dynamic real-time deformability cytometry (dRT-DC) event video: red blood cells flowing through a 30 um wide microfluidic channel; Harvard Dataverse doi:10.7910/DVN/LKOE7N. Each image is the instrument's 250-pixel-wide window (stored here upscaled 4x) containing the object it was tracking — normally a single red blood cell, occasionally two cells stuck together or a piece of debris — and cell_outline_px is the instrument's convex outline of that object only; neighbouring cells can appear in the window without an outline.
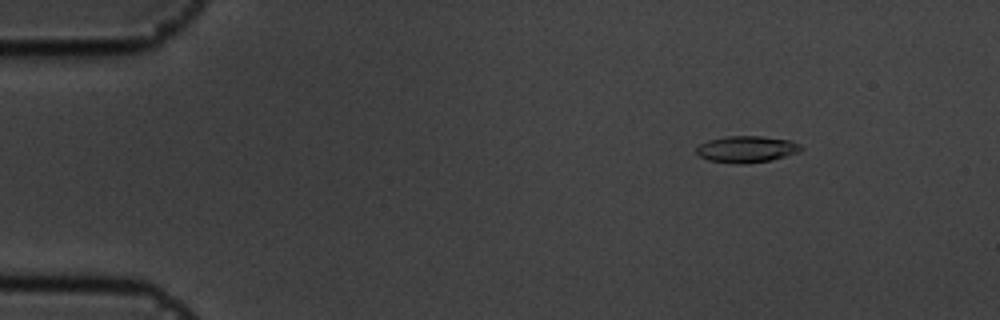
{"species": "common noctule bat (a hibernating species)", "species_latin": "Nyctalus noctula", "temperature_condition": "cold", "stored_images_in_passage": 50, "camera_frame_rate_fps": 3000, "um_per_image_px": 0.085, "animal": {"sex": "male", "body_mass_g": 19.5, "forearm_length_mm": 54.6}, "frame": {"image": 1, "passage_image": 1, "time_ms": 0.0, "image_size_px": [1000, 320], "cell_outline_px": [[804, 148], [800, 152], [768, 160], [748, 164], [736, 164], [708, 160], [700, 156], [696, 152], [696, 148], [700, 144], [708, 140], [728, 136], [760, 136], [788, 140], [800, 144]], "centroid_in_image_um": [63.45, 12.68], "position_along_channel_um": 21.5, "area_um2": 16.13}}
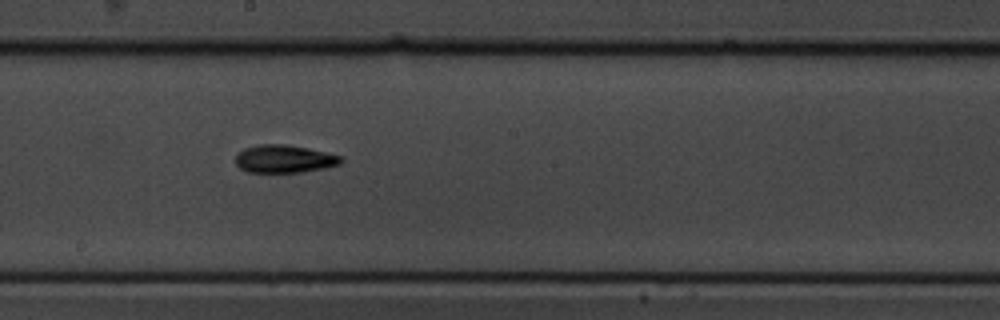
{"frame": {"image": 2, "passage_image": 25, "time_ms": 8.0, "image_size_px": [1000, 320], "cell_outline_px": [[344, 160], [340, 164], [324, 168], [300, 172], [248, 172], [240, 168], [236, 164], [236, 152], [244, 148], [260, 144], [288, 144], [308, 148], [340, 156]], "centroid_in_image_um": [24.13, 13.5], "position_along_channel_um": 224.1, "area_um2": 17.11}}
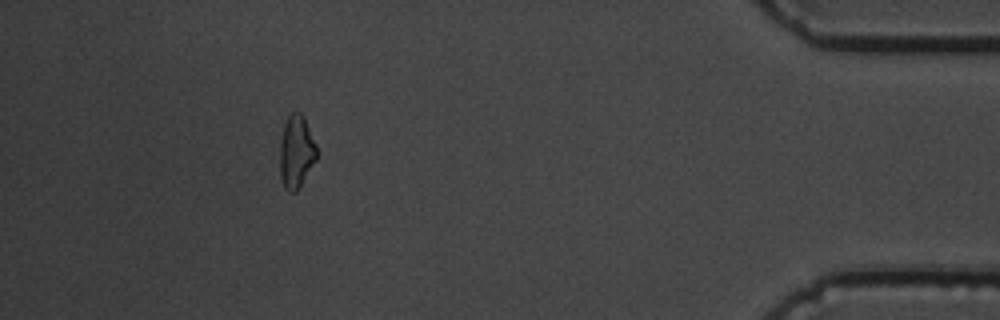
{"frame": {"image": 3, "passage_image": 45, "time_ms": 14.667, "image_size_px": [1000, 320], "cell_outline_px": [[316, 160], [296, 192], [288, 192], [284, 188], [280, 176], [280, 140], [284, 124], [288, 116], [292, 112], [300, 112], [304, 116], [316, 144]], "centroid_in_image_um": [25.17, 12.89], "position_along_channel_um": 410.0, "area_um2": 15.66}, "authors_computed_cell_mechanics": {"area_um2": 16.1262, "velocity_mm_per_s": 3.5768, "shape_relaxation_time_tau1_ms": 2.9366, "shape_relaxation_time_tau2_ms": 6.3979, "deformation_change_tau1": 0.1513, "deformation_change_tau2": 0.1557}}